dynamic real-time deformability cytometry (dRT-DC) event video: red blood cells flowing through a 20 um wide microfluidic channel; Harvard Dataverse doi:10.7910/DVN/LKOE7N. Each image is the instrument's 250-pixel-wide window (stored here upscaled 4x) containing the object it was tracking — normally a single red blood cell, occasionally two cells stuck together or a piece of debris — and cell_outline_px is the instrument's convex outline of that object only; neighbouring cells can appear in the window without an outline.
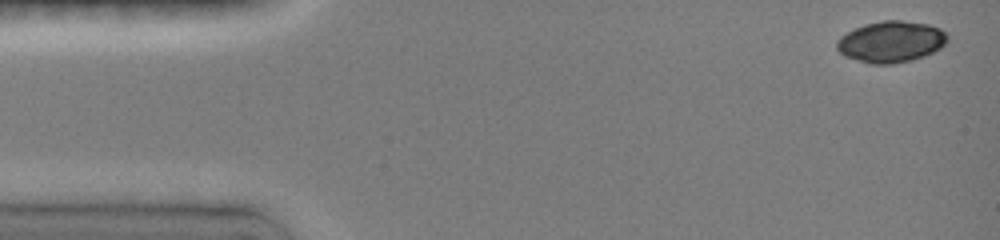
{"species": "common noctule bat (a hibernating species)", "species_latin": "Nyctalus noctula", "temperature_condition": "room temperature", "stored_images_in_passage": 30, "camera_frame_rate_fps": 3000, "um_per_image_px": 0.085, "animal": {"sex": "female", "body_mass_g": 19.0, "forearm_length_mm": 51.5}, "frame": {"image": 1, "passage_image": 1, "time_ms": 0.0, "image_size_px": [1000, 240], "cell_outline_px": [[948, 40], [940, 48], [924, 56], [912, 60], [892, 64], [868, 64], [844, 56], [836, 48], [836, 40], [840, 36], [856, 28], [868, 24], [884, 20], [900, 20], [928, 24], [940, 28], [948, 36]], "centroid_in_image_um": [75.73, 3.56], "position_along_channel_um": 9.3, "area_um2": 26.59}}
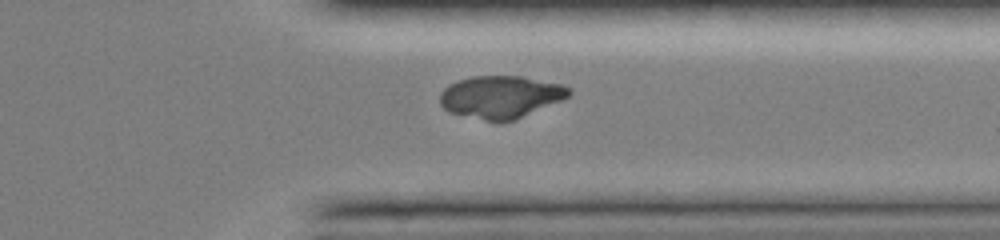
{"frame": {"image": 2, "passage_image": 25, "time_ms": 11.667, "image_size_px": [1000, 240], "cell_outline_px": [[572, 92], [568, 96], [560, 100], [512, 120], [484, 120], [448, 112], [440, 104], [440, 92], [448, 84], [472, 76], [524, 76], [560, 84], [572, 88]], "centroid_in_image_um": [42.52, 8.21], "position_along_channel_um": 368.9, "area_um2": 31.44}}
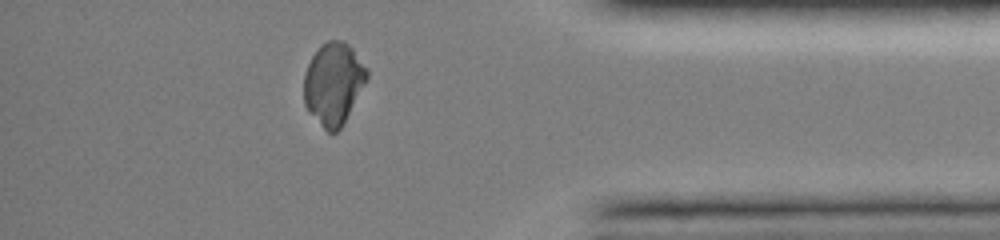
{"frame": {"image": 3, "passage_image": 27, "time_ms": 13.0, "image_size_px": [1000, 240], "cell_outline_px": [[368, 76], [340, 128], [336, 132], [328, 132], [324, 128], [304, 104], [304, 76], [308, 64], [312, 56], [320, 44], [328, 40], [344, 40], [352, 48], [368, 72]], "centroid_in_image_um": [28.32, 7.05], "position_along_channel_um": 406.9, "area_um2": 29.36}}